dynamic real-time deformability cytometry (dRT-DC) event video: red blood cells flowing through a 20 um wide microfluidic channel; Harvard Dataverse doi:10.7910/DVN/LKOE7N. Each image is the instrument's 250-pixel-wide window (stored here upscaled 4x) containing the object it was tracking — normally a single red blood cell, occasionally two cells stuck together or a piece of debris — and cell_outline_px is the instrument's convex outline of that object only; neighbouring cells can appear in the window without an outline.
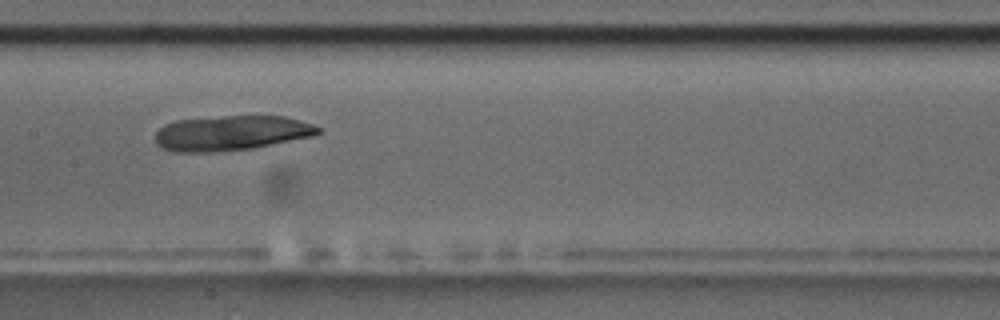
{"species": "common noctule bat (a hibernating species)", "species_latin": "Nyctalus noctula", "temperature_condition": "room temperature", "stored_images_in_passage": 12, "camera_frame_rate_fps": 3000, "um_per_image_px": 0.085, "animal": {"sex": "male", "body_mass_g": 17.5, "forearm_length_mm": 52.3}, "frame": {"image": 1, "passage_image": 4, "time_ms": 3.333, "image_size_px": [1000, 320], "cell_outline_px": [[320, 132], [312, 136], [252, 148], [216, 152], [172, 152], [160, 148], [156, 144], [156, 132], [164, 124], [176, 120], [224, 116], [284, 116], [300, 120], [312, 124], [320, 128]], "centroid_in_image_um": [19.6, 11.31], "position_along_channel_um": 187.8, "area_um2": 33.18}}
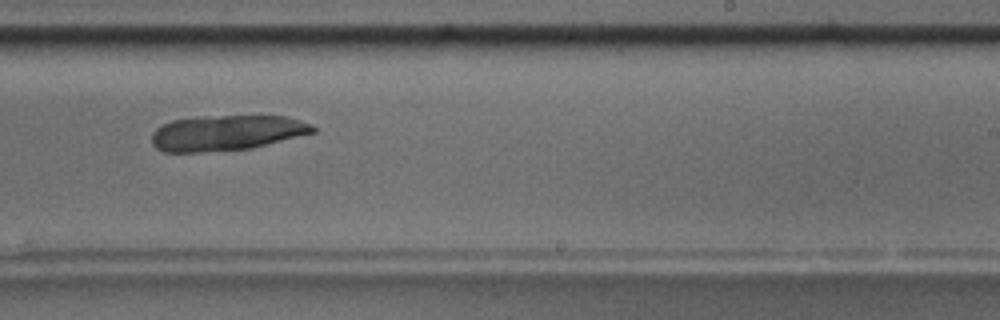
{"frame": {"image": 2, "passage_image": 6, "time_ms": 5.667, "image_size_px": [1000, 320], "cell_outline_px": [[316, 132], [252, 148], [200, 152], [164, 152], [156, 148], [152, 144], [152, 132], [156, 128], [172, 120], [208, 116], [284, 116], [308, 124], [316, 128]], "centroid_in_image_um": [19.22, 11.3], "position_along_channel_um": 269.8, "area_um2": 32.95}}